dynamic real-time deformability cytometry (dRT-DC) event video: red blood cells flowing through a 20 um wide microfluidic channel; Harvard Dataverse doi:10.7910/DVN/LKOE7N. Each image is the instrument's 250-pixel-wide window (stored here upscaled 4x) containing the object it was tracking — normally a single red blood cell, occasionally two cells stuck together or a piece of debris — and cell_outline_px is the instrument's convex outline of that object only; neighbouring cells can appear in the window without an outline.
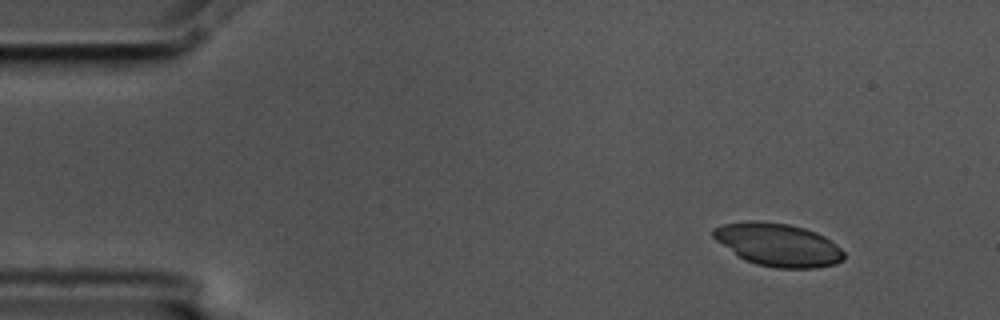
{"species": "common noctule bat (a hibernating species)", "species_latin": "Nyctalus noctula", "temperature_condition": "cold", "stored_images_in_passage": 4, "camera_frame_rate_fps": 3000, "um_per_image_px": 0.085, "animal": {"sex": "male", "body_mass_g": 17.5, "forearm_length_mm": 52.3}, "frame": {"image": 1, "passage_image": 1, "time_ms": 0.0, "image_size_px": [1000, 320], "cell_outline_px": [[844, 260], [836, 264], [816, 268], [776, 268], [756, 264], [744, 260], [716, 240], [712, 236], [712, 228], [724, 224], [748, 220], [756, 220], [788, 224], [804, 228], [816, 232], [824, 236], [836, 244], [844, 252]], "centroid_in_image_um": [66.14, 20.8], "position_along_channel_um": 18.9, "area_um2": 32.77}}